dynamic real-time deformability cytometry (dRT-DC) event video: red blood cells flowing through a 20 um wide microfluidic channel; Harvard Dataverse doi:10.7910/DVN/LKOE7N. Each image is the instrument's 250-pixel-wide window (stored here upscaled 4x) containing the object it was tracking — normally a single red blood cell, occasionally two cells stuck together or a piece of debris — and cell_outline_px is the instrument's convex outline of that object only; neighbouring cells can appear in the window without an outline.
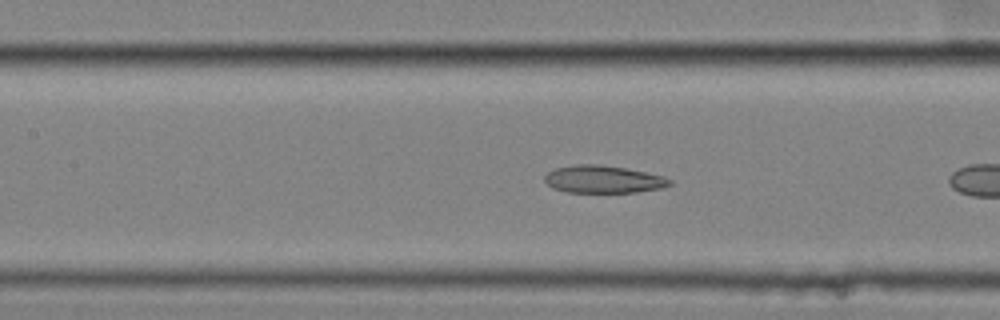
{"species": "common noctule bat (a hibernating species)", "species_latin": "Nyctalus noctula", "temperature_condition": "cold", "stored_images_in_passage": 10, "camera_frame_rate_fps": 3000, "um_per_image_px": 0.085, "animal": {"sex": "female", "body_mass_g": 25.1}, "frame": {"image": 1, "passage_image": 9, "time_ms": 2.667, "image_size_px": [1000, 320], "cell_outline_px": [[672, 184], [660, 188], [636, 192], [568, 192], [552, 188], [544, 180], [544, 176], [548, 172], [556, 168], [576, 164], [596, 164], [624, 168], [664, 176], [672, 180]], "centroid_in_image_um": [51.26, 15.24], "position_along_channel_um": 156.1, "area_um2": 19.88}}